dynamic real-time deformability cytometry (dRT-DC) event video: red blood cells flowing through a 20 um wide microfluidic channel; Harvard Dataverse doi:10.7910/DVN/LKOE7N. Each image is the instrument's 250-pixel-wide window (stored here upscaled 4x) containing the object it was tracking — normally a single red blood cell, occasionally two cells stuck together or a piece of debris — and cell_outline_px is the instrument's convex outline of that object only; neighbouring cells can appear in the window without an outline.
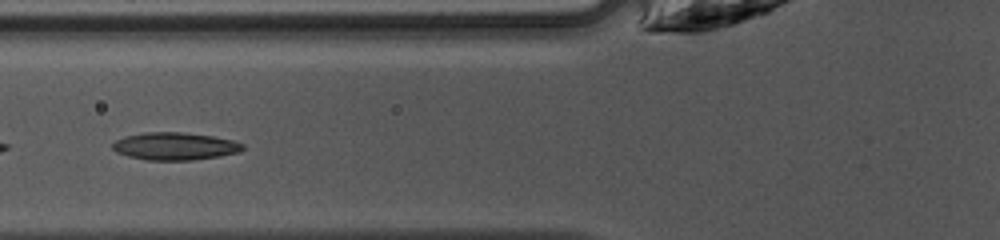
{"species": "common noctule bat (a hibernating species)", "species_latin": "Nyctalus noctula", "temperature_condition": "warm", "stored_images_in_passage": 28, "camera_frame_rate_fps": 3000, "um_per_image_px": 0.085, "animal": {"sex": "female", "body_mass_g": 10.0, "forearm_length_mm": 53.1}, "frame": {"image": 1, "passage_image": 5, "time_ms": 1.333, "image_size_px": [1000, 240], "cell_outline_px": [[244, 148], [240, 152], [220, 156], [192, 160], [148, 160], [128, 156], [116, 152], [112, 148], [112, 144], [116, 140], [128, 136], [144, 132], [180, 132], [212, 136], [232, 140], [244, 144]], "centroid_in_image_um": [14.88, 12.43], "position_along_channel_um": 110.9, "area_um2": 20.81}}
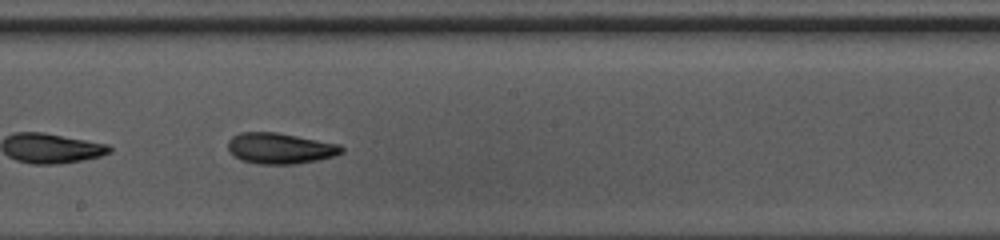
{"frame": {"image": 2, "passage_image": 13, "time_ms": 4.0, "image_size_px": [1000, 240], "cell_outline_px": [[344, 152], [336, 156], [316, 160], [292, 164], [256, 164], [240, 160], [228, 148], [228, 140], [232, 136], [240, 132], [276, 132], [340, 144], [344, 148]], "centroid_in_image_um": [23.82, 12.6], "position_along_channel_um": 224.4, "area_um2": 20.46}}
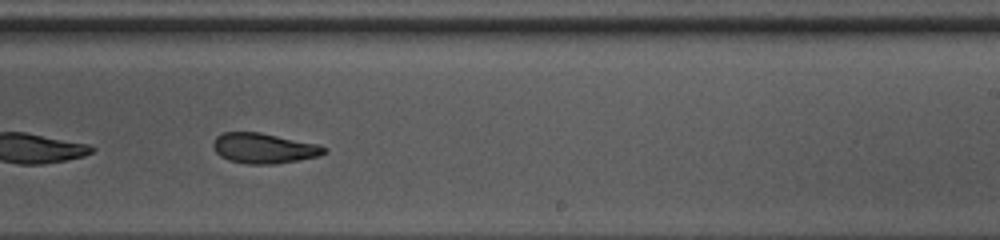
{"frame": {"image": 3, "passage_image": 16, "time_ms": 5.0, "image_size_px": [1000, 240], "cell_outline_px": [[328, 152], [320, 156], [276, 164], [248, 164], [228, 160], [220, 156], [212, 148], [212, 144], [216, 136], [224, 132], [260, 132], [320, 144], [328, 148]], "centroid_in_image_um": [22.46, 12.6], "position_along_channel_um": 266.5, "area_um2": 19.88}, "authors_computed_cell_mechanics": {"area_um2": 20.2878, "velocity_mm_per_s": 4.2419, "shape_relaxation_time_tau1_ms": 4.2659, "shape_relaxation_time_tau2_ms": 2.0276, "deformation_change_tau1": 0.1308, "deformation_change_tau2": 0.0853}}